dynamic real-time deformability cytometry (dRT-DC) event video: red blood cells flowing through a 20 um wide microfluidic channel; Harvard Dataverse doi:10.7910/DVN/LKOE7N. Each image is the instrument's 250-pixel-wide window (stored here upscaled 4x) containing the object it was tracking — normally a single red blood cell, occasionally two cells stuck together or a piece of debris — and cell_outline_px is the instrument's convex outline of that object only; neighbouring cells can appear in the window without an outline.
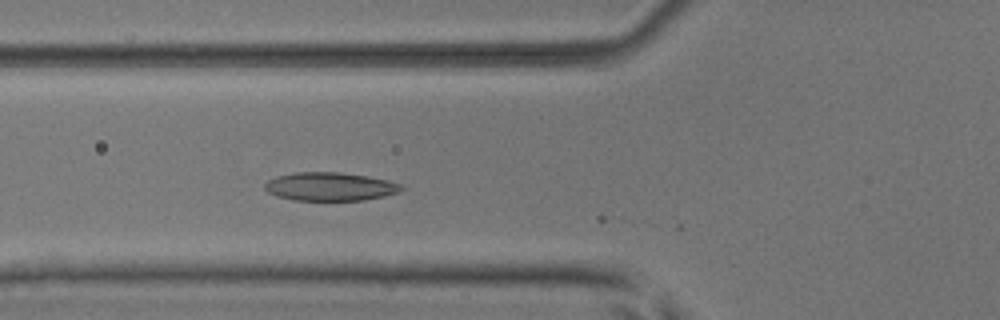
{"species": "common noctule bat (a hibernating species)", "species_latin": "Nyctalus noctula", "temperature_condition": "room temperature", "stored_images_in_passage": 4, "camera_frame_rate_fps": 3000, "um_per_image_px": 0.085, "animal": {"sex": "male", "body_mass_g": 17.9, "forearm_length_mm": 54.2}, "frame": {"image": 1, "passage_image": 3, "time_ms": 0.667, "image_size_px": [1000, 320], "cell_outline_px": [[404, 188], [400, 192], [384, 196], [364, 200], [292, 200], [276, 196], [268, 192], [264, 188], [264, 184], [268, 180], [276, 176], [296, 172], [340, 172], [368, 176], [388, 180], [404, 184]], "centroid_in_image_um": [28.07, 15.85], "position_along_channel_um": 97.7, "area_um2": 22.83}}